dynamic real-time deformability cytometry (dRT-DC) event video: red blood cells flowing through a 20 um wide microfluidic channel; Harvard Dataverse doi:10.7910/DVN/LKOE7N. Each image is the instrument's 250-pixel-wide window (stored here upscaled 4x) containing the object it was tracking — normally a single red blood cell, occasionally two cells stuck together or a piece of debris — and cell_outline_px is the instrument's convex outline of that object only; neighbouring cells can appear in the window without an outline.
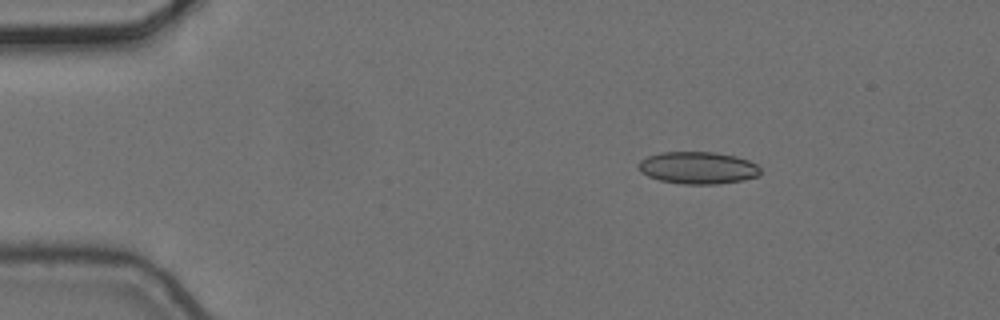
{"species": "common noctule bat (a hibernating species)", "species_latin": "Nyctalus noctula", "temperature_condition": "cold", "stored_images_in_passage": 5, "camera_frame_rate_fps": 3000, "um_per_image_px": 0.085, "animal": {"sex": "female", "body_mass_g": 24.6, "forearm_length_mm": 56.2}, "frame": {"image": 1, "passage_image": 2, "time_ms": 0.333, "image_size_px": [1000, 320], "cell_outline_px": [[760, 176], [744, 180], [716, 184], [684, 184], [660, 180], [648, 176], [640, 172], [636, 164], [640, 160], [648, 156], [660, 152], [712, 152], [736, 156], [748, 160], [756, 164], [760, 168]], "centroid_in_image_um": [59.31, 14.26], "position_along_channel_um": 25.7, "area_um2": 23.0}}
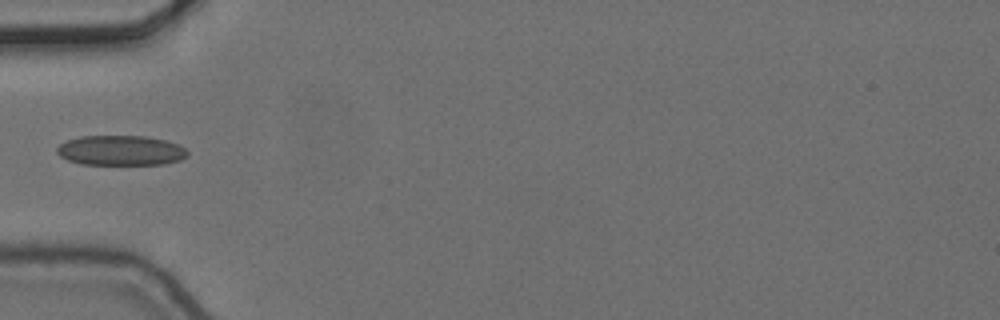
{"frame": {"image": 2, "passage_image": 5, "time_ms": 1.333, "image_size_px": [1000, 320], "cell_outline_px": [[188, 156], [180, 160], [164, 164], [80, 164], [68, 160], [60, 156], [56, 152], [56, 148], [60, 144], [68, 140], [80, 136], [144, 136], [164, 140], [180, 144], [188, 152]], "centroid_in_image_um": [10.27, 12.79], "position_along_channel_um": 74.7, "area_um2": 22.83}}